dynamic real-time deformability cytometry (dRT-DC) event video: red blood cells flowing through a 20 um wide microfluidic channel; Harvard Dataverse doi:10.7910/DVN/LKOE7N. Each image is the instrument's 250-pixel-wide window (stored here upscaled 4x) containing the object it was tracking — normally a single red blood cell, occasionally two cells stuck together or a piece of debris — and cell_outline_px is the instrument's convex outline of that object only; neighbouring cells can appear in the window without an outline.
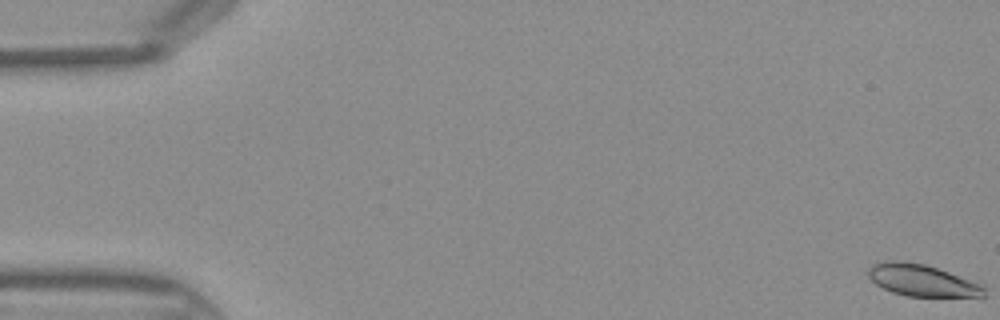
{"species": "Egyptian fruit bat (a non-hibernating species)", "species_latin": "Rousettus aegyptiacus", "temperature_condition": "warm", "stored_images_in_passage": 11, "camera_frame_rate_fps": 3000, "um_per_image_px": 0.085, "frame": {"image": 1, "passage_image": 1, "time_ms": 0.0, "image_size_px": [1000, 320], "cell_outline_px": [[984, 296], [908, 296], [892, 292], [876, 284], [868, 276], [868, 268], [872, 264], [884, 260], [900, 260], [924, 264], [948, 272], [980, 284], [984, 288]], "centroid_in_image_um": [78.29, 23.81], "position_along_channel_um": 6.7, "area_um2": 21.1}}